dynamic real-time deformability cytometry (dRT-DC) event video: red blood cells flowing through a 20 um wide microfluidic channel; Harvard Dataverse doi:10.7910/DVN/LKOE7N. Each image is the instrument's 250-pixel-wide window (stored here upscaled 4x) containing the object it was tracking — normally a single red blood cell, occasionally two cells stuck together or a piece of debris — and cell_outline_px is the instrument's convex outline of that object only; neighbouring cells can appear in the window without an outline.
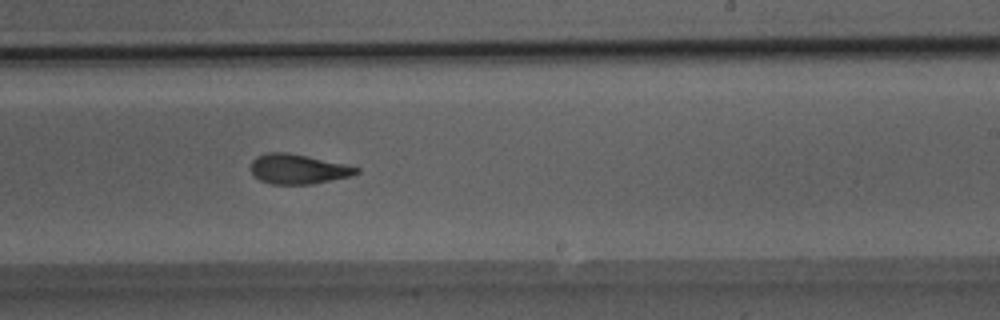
{"species": "Egyptian fruit bat (a non-hibernating species)", "species_latin": "Rousettus aegyptiacus", "temperature_condition": "room temperature", "stored_images_in_passage": 37, "camera_frame_rate_fps": 3000, "um_per_image_px": 0.085, "animal": {"sex": "male"}, "frame": {"image": 1, "passage_image": 18, "time_ms": 5.667, "image_size_px": [1000, 320], "cell_outline_px": [[360, 172], [352, 176], [312, 184], [272, 184], [260, 180], [252, 172], [252, 160], [256, 156], [268, 152], [288, 152], [308, 156], [344, 164], [360, 168]], "centroid_in_image_um": [25.36, 14.36], "position_along_channel_um": 263.6, "area_um2": 18.26}}
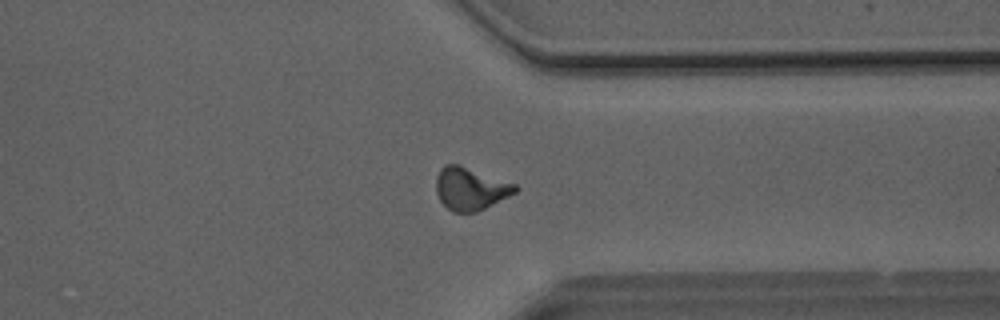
{"frame": {"image": 2, "passage_image": 26, "time_ms": 8.333, "image_size_px": [1000, 320], "cell_outline_px": [[520, 188], [516, 192], [476, 212], [452, 212], [440, 200], [436, 192], [436, 176], [440, 168], [444, 164], [456, 164], [516, 184]], "centroid_in_image_um": [39.96, 16.04], "position_along_channel_um": 371.4, "area_um2": 19.36}}
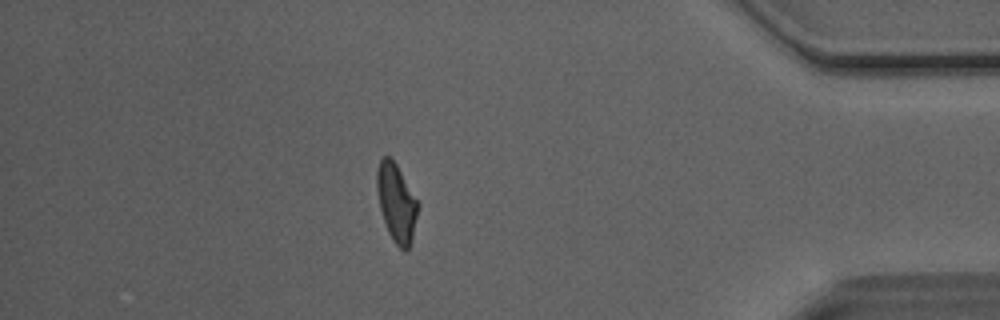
{"frame": {"image": 3, "passage_image": 31, "time_ms": 10.0, "image_size_px": [1000, 320], "cell_outline_px": [[420, 204], [412, 236], [408, 248], [404, 252], [392, 240], [388, 232], [380, 208], [376, 188], [376, 172], [380, 160], [384, 156], [388, 156], [396, 164]], "centroid_in_image_um": [33.69, 17.23], "position_along_channel_um": 401.5, "area_um2": 18.5}, "authors_computed_cell_mechanics": {"area_um2": 18.785, "velocity_mm_per_s": 4.0886, "shape_relaxation_time_tau1_ms": 7.3401, "shape_relaxation_time_tau2_ms": 2.6396, "deformation_change_tau1": 0.2066, "deformation_change_tau2": 0.1078}}